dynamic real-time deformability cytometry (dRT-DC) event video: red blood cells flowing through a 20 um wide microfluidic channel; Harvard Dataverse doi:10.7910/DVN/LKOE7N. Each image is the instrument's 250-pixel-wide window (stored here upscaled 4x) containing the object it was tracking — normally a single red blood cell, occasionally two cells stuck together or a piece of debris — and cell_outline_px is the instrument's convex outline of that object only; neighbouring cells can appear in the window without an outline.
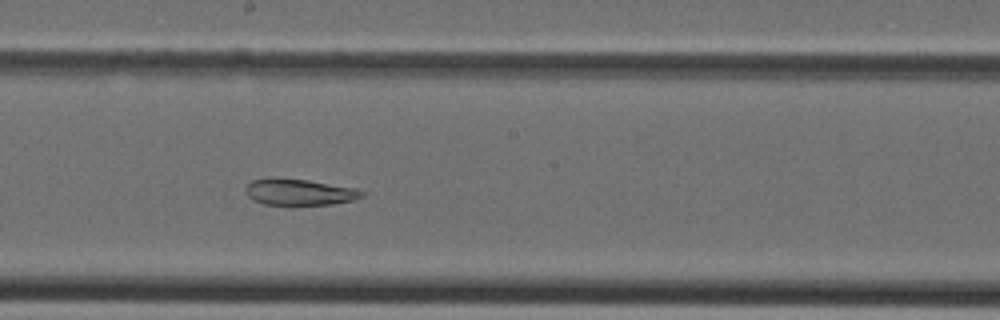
{"species": "Egyptian fruit bat (a non-hibernating species)", "species_latin": "Rousettus aegyptiacus", "temperature_condition": "cold", "stored_images_in_passage": 35, "camera_frame_rate_fps": 3000, "um_per_image_px": 0.085, "animal": {"sex": "female"}, "frame": {"image": 1, "passage_image": 17, "time_ms": 5.333, "image_size_px": [1000, 320], "cell_outline_px": [[364, 196], [352, 200], [332, 204], [292, 208], [264, 204], [252, 200], [244, 192], [244, 188], [252, 180], [272, 176], [308, 180], [356, 188], [364, 192]], "centroid_in_image_um": [25.37, 16.36], "position_along_channel_um": 222.8, "area_um2": 18.96}}
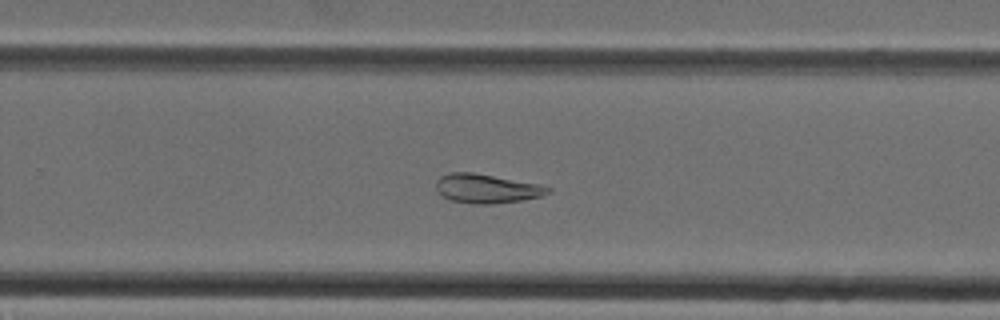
{"frame": {"image": 2, "passage_image": 21, "time_ms": 6.667, "image_size_px": [1000, 320], "cell_outline_px": [[552, 192], [540, 196], [524, 200], [492, 204], [472, 204], [452, 200], [436, 192], [436, 180], [440, 176], [448, 172], [472, 172], [540, 184], [552, 188]], "centroid_in_image_um": [41.37, 16.02], "position_along_channel_um": 288.4, "area_um2": 19.13}}
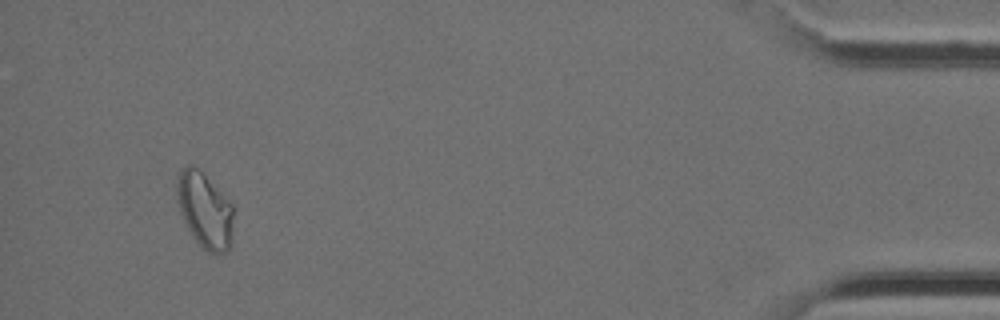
{"frame": {"image": 3, "passage_image": 33, "time_ms": 10.667, "image_size_px": [1000, 320], "cell_outline_px": [[232, 248], [228, 252], [208, 252], [196, 240], [188, 228], [180, 212], [176, 192], [180, 172], [188, 164], [192, 164], [232, 204]], "centroid_in_image_um": [17.42, 17.92], "position_along_channel_um": 417.8, "area_um2": 24.16}}